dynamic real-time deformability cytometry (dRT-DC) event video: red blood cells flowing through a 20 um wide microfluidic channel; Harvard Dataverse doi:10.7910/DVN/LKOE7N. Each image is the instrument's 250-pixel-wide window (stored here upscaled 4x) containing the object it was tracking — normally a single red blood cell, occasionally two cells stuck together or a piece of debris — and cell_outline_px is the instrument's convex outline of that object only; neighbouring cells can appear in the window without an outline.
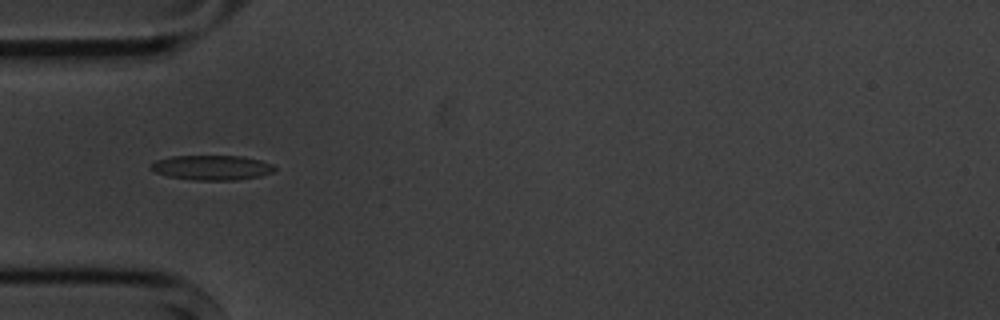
{"species": "common noctule bat (a hibernating species)", "species_latin": "Nyctalus noctula", "temperature_condition": "cold", "stored_images_in_passage": 8, "camera_frame_rate_fps": 3000, "um_per_image_px": 0.085, "animal": {"sex": "male", "body_mass_g": 20.1, "forearm_length_mm": 53.5}, "frame": {"image": 1, "passage_image": 6, "time_ms": 6.0, "image_size_px": [1000, 320], "cell_outline_px": [[276, 168], [272, 172], [260, 176], [236, 180], [192, 180], [168, 176], [156, 172], [148, 168], [156, 160], [172, 156], [240, 156], [260, 160], [272, 164]], "centroid_in_image_um": [18.0, 14.25], "position_along_channel_um": 67.0, "area_um2": 17.8}}
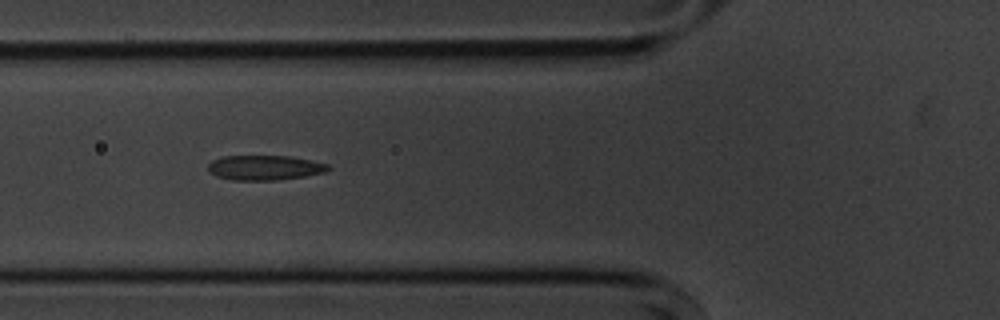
{"frame": {"image": 2, "passage_image": 7, "time_ms": 7.0, "image_size_px": [1000, 320], "cell_outline_px": [[332, 168], [324, 172], [304, 176], [276, 180], [232, 180], [216, 176], [208, 172], [208, 164], [212, 160], [220, 156], [288, 156], [312, 160], [328, 164]], "centroid_in_image_um": [22.47, 14.25], "position_along_channel_um": 103.3, "area_um2": 17.46}}
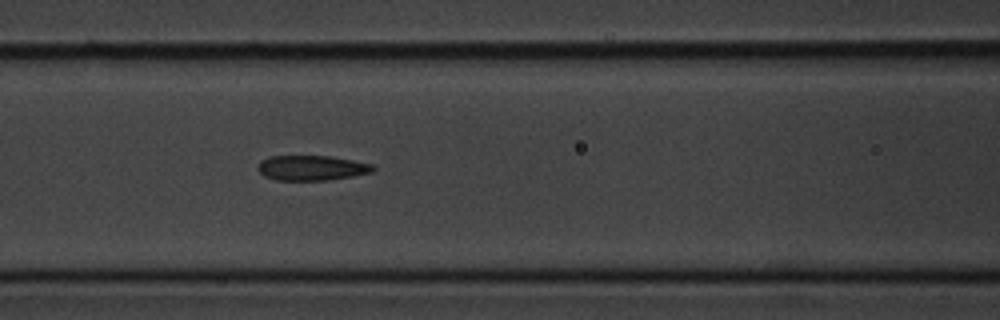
{"frame": {"image": 3, "passage_image": 8, "time_ms": 8.0, "image_size_px": [1000, 320], "cell_outline_px": [[376, 168], [372, 172], [352, 176], [328, 180], [276, 180], [264, 176], [256, 168], [260, 160], [268, 156], [332, 156], [372, 164]], "centroid_in_image_um": [26.46, 14.26], "position_along_channel_um": 140.1, "area_um2": 16.88}}